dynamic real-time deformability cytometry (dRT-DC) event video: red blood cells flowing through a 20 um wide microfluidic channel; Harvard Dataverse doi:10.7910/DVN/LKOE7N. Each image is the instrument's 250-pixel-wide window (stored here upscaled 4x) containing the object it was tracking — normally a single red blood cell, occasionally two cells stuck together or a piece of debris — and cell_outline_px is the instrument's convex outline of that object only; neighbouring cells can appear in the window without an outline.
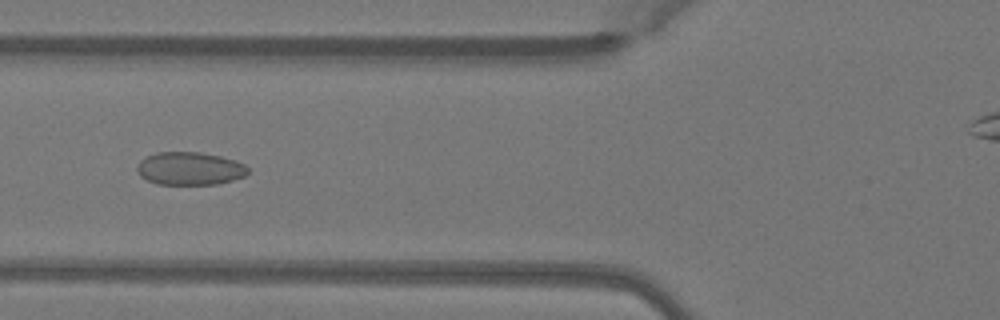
{"species": "Egyptian fruit bat (a non-hibernating species)", "species_latin": "Rousettus aegyptiacus", "temperature_condition": "warm", "stored_images_in_passage": 45, "camera_frame_rate_fps": 3000, "um_per_image_px": 0.085, "animal": {"sex": "female"}, "frame": {"image": 1, "passage_image": 19, "time_ms": 6.0, "image_size_px": [1000, 320], "cell_outline_px": [[248, 172], [244, 176], [232, 180], [216, 184], [156, 184], [140, 176], [136, 168], [140, 160], [156, 152], [200, 152], [220, 156], [236, 160], [244, 164], [248, 168]], "centroid_in_image_um": [16.13, 14.32], "position_along_channel_um": 109.7, "area_um2": 21.27}}
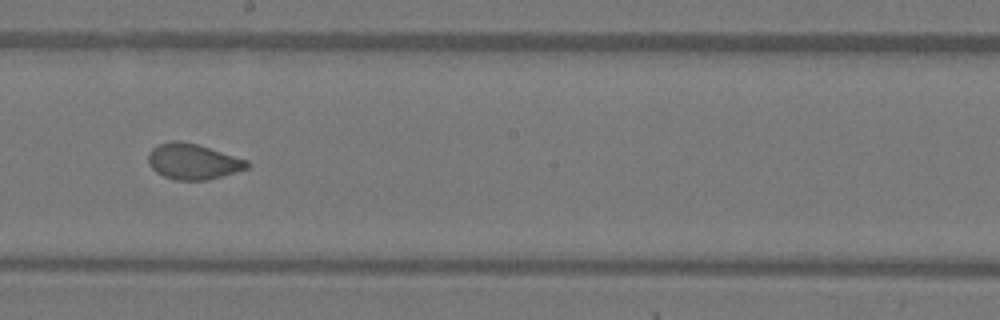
{"frame": {"image": 2, "passage_image": 28, "time_ms": 9.0, "image_size_px": [1000, 320], "cell_outline_px": [[248, 168], [208, 180], [176, 180], [164, 176], [156, 172], [152, 168], [148, 160], [148, 152], [156, 144], [172, 140], [180, 140], [196, 144], [248, 160]], "centroid_in_image_um": [16.36, 13.72], "position_along_channel_um": 231.8, "area_um2": 20.46}}
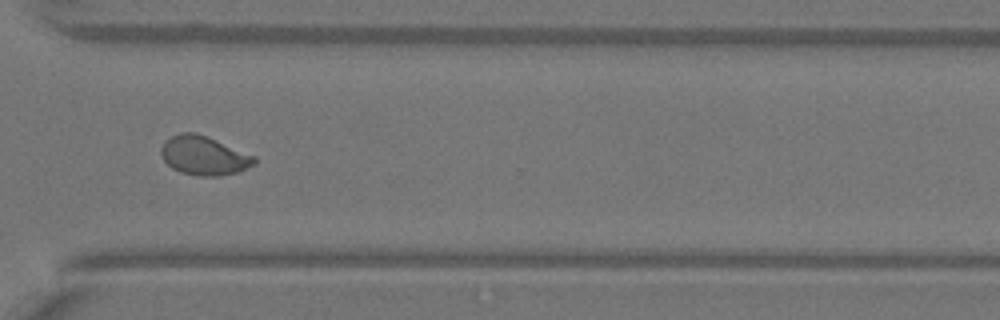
{"frame": {"image": 3, "passage_image": 37, "time_ms": 12.0, "image_size_px": [1000, 320], "cell_outline_px": [[256, 164], [236, 172], [220, 176], [200, 176], [180, 172], [172, 168], [164, 160], [160, 152], [160, 148], [164, 140], [180, 132], [196, 132], [208, 136], [256, 156]], "centroid_in_image_um": [17.33, 13.21], "position_along_channel_um": 353.3, "area_um2": 21.39}}